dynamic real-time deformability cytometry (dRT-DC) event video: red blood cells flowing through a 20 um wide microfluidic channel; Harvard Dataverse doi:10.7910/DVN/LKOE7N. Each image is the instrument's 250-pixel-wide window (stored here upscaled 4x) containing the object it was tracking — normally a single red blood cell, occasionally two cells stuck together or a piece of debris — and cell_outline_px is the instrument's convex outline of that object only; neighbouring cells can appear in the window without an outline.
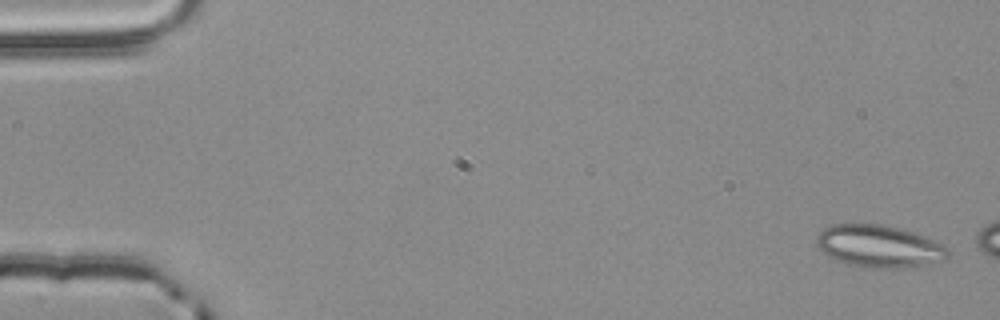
{"species": "common noctule bat (a hibernating species)", "species_latin": "Nyctalus noctula", "temperature_condition": "room temperature", "stored_images_in_passage": 3, "camera_frame_rate_fps": 3000, "um_per_image_px": 0.085, "animal": {"sex": "male", "body_mass_g": 20.4}, "frame": {"image": 1, "passage_image": 1, "time_ms": 0.0, "image_size_px": [1000, 320], "cell_outline_px": [[952, 252], [948, 256], [940, 260], [924, 264], [900, 268], [868, 268], [852, 264], [828, 256], [816, 244], [816, 236], [824, 228], [832, 224], [884, 224], [900, 228], [912, 232], [944, 244]], "centroid_in_image_um": [74.73, 20.91], "position_along_channel_um": 10.3, "area_um2": 32.08}}